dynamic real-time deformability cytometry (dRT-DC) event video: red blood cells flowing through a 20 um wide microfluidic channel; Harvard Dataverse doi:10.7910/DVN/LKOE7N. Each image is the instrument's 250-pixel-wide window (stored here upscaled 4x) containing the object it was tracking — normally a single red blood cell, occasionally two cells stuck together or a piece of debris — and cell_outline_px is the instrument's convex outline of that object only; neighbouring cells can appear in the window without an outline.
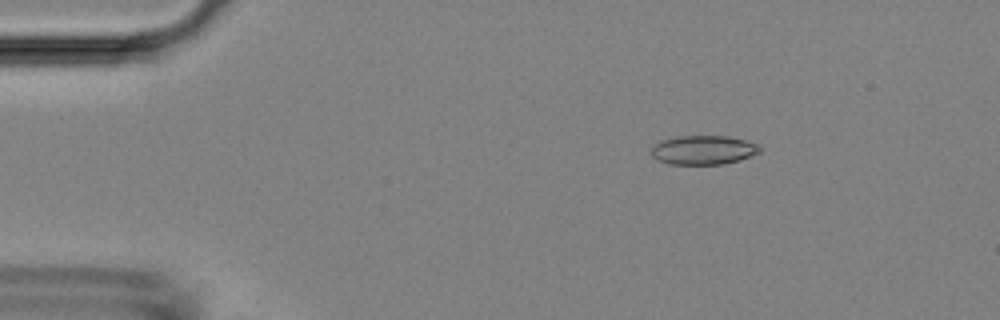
{"species": "Egyptian fruit bat (a non-hibernating species)", "species_latin": "Rousettus aegyptiacus", "temperature_condition": "room temperature", "stored_images_in_passage": 5, "camera_frame_rate_fps": 3000, "um_per_image_px": 0.085, "animal": {"sex": "female"}, "frame": {"image": 1, "passage_image": 3, "time_ms": 2.333, "image_size_px": [1000, 320], "cell_outline_px": [[760, 152], [740, 160], [724, 164], [668, 164], [656, 160], [652, 156], [652, 144], [660, 140], [676, 136], [728, 136], [744, 140], [756, 144], [760, 148]], "centroid_in_image_um": [59.73, 12.75], "position_along_channel_um": 25.3, "area_um2": 18.5}}